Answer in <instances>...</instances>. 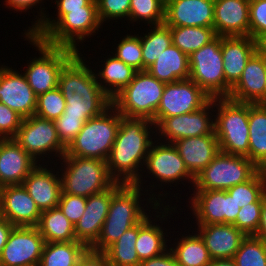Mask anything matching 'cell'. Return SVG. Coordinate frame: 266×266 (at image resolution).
<instances>
[{"instance_id": "26", "label": "cell", "mask_w": 266, "mask_h": 266, "mask_svg": "<svg viewBox=\"0 0 266 266\" xmlns=\"http://www.w3.org/2000/svg\"><path fill=\"white\" fill-rule=\"evenodd\" d=\"M195 229L213 260L233 259L242 240L246 237L233 224H197Z\"/></svg>"}, {"instance_id": "13", "label": "cell", "mask_w": 266, "mask_h": 266, "mask_svg": "<svg viewBox=\"0 0 266 266\" xmlns=\"http://www.w3.org/2000/svg\"><path fill=\"white\" fill-rule=\"evenodd\" d=\"M144 166L143 171L144 169L148 171L146 172L145 170V173L151 174V176L157 180V183L160 181L157 186H154L156 182H152L153 185H151V182L150 185H146V189L148 186H150L149 189H151L145 190L147 194L149 192L152 193L154 187L160 188L167 184H170L168 186L172 187L173 185H171V183H176L174 184L175 186H177V183L178 185L182 183L185 187L184 180H186V182L188 180L187 183H191L190 186L193 188L195 177L186 168L184 161L173 143L165 144V142L161 140H154L146 157Z\"/></svg>"}, {"instance_id": "40", "label": "cell", "mask_w": 266, "mask_h": 266, "mask_svg": "<svg viewBox=\"0 0 266 266\" xmlns=\"http://www.w3.org/2000/svg\"><path fill=\"white\" fill-rule=\"evenodd\" d=\"M165 0H130V13L128 23H148L154 26L164 23Z\"/></svg>"}, {"instance_id": "34", "label": "cell", "mask_w": 266, "mask_h": 266, "mask_svg": "<svg viewBox=\"0 0 266 266\" xmlns=\"http://www.w3.org/2000/svg\"><path fill=\"white\" fill-rule=\"evenodd\" d=\"M36 227L45 242L77 241L74 224L68 220L59 207L41 211Z\"/></svg>"}, {"instance_id": "7", "label": "cell", "mask_w": 266, "mask_h": 266, "mask_svg": "<svg viewBox=\"0 0 266 266\" xmlns=\"http://www.w3.org/2000/svg\"><path fill=\"white\" fill-rule=\"evenodd\" d=\"M27 40L39 51V57L28 60L25 72L27 82L38 97L45 92L58 87L59 75L64 66L77 54L76 51L59 46L46 44L42 39L31 33H24Z\"/></svg>"}, {"instance_id": "43", "label": "cell", "mask_w": 266, "mask_h": 266, "mask_svg": "<svg viewBox=\"0 0 266 266\" xmlns=\"http://www.w3.org/2000/svg\"><path fill=\"white\" fill-rule=\"evenodd\" d=\"M111 52L117 59L122 60L136 71H144L142 47L139 34H126Z\"/></svg>"}, {"instance_id": "38", "label": "cell", "mask_w": 266, "mask_h": 266, "mask_svg": "<svg viewBox=\"0 0 266 266\" xmlns=\"http://www.w3.org/2000/svg\"><path fill=\"white\" fill-rule=\"evenodd\" d=\"M172 43L188 56L213 41L217 34L214 27H170Z\"/></svg>"}, {"instance_id": "36", "label": "cell", "mask_w": 266, "mask_h": 266, "mask_svg": "<svg viewBox=\"0 0 266 266\" xmlns=\"http://www.w3.org/2000/svg\"><path fill=\"white\" fill-rule=\"evenodd\" d=\"M138 238V224L125 231L104 253L111 266H140L135 243Z\"/></svg>"}, {"instance_id": "6", "label": "cell", "mask_w": 266, "mask_h": 266, "mask_svg": "<svg viewBox=\"0 0 266 266\" xmlns=\"http://www.w3.org/2000/svg\"><path fill=\"white\" fill-rule=\"evenodd\" d=\"M59 160L62 193L89 197L109 189L116 181L110 176L107 161L62 156ZM63 167V168H62Z\"/></svg>"}, {"instance_id": "42", "label": "cell", "mask_w": 266, "mask_h": 266, "mask_svg": "<svg viewBox=\"0 0 266 266\" xmlns=\"http://www.w3.org/2000/svg\"><path fill=\"white\" fill-rule=\"evenodd\" d=\"M233 260L236 266H266V244L253 235L246 236Z\"/></svg>"}, {"instance_id": "9", "label": "cell", "mask_w": 266, "mask_h": 266, "mask_svg": "<svg viewBox=\"0 0 266 266\" xmlns=\"http://www.w3.org/2000/svg\"><path fill=\"white\" fill-rule=\"evenodd\" d=\"M259 168L246 156L221 151L195 176L193 190H228L249 180Z\"/></svg>"}, {"instance_id": "29", "label": "cell", "mask_w": 266, "mask_h": 266, "mask_svg": "<svg viewBox=\"0 0 266 266\" xmlns=\"http://www.w3.org/2000/svg\"><path fill=\"white\" fill-rule=\"evenodd\" d=\"M173 145L178 150L186 168L194 177L200 173L220 151L215 131L208 135L176 140Z\"/></svg>"}, {"instance_id": "44", "label": "cell", "mask_w": 266, "mask_h": 266, "mask_svg": "<svg viewBox=\"0 0 266 266\" xmlns=\"http://www.w3.org/2000/svg\"><path fill=\"white\" fill-rule=\"evenodd\" d=\"M66 100L59 87L45 92L37 97L36 116L55 121L65 110Z\"/></svg>"}, {"instance_id": "55", "label": "cell", "mask_w": 266, "mask_h": 266, "mask_svg": "<svg viewBox=\"0 0 266 266\" xmlns=\"http://www.w3.org/2000/svg\"><path fill=\"white\" fill-rule=\"evenodd\" d=\"M15 226L8 222L1 214H0V255L6 242L8 241V237Z\"/></svg>"}, {"instance_id": "49", "label": "cell", "mask_w": 266, "mask_h": 266, "mask_svg": "<svg viewBox=\"0 0 266 266\" xmlns=\"http://www.w3.org/2000/svg\"><path fill=\"white\" fill-rule=\"evenodd\" d=\"M86 197L62 193L58 207L72 224H76L85 211Z\"/></svg>"}, {"instance_id": "23", "label": "cell", "mask_w": 266, "mask_h": 266, "mask_svg": "<svg viewBox=\"0 0 266 266\" xmlns=\"http://www.w3.org/2000/svg\"><path fill=\"white\" fill-rule=\"evenodd\" d=\"M48 166L38 163L22 183L40 211L58 207L62 194L60 171Z\"/></svg>"}, {"instance_id": "15", "label": "cell", "mask_w": 266, "mask_h": 266, "mask_svg": "<svg viewBox=\"0 0 266 266\" xmlns=\"http://www.w3.org/2000/svg\"><path fill=\"white\" fill-rule=\"evenodd\" d=\"M211 99L212 97L191 79L166 83L159 107L151 121L156 125L162 118L194 112Z\"/></svg>"}, {"instance_id": "28", "label": "cell", "mask_w": 266, "mask_h": 266, "mask_svg": "<svg viewBox=\"0 0 266 266\" xmlns=\"http://www.w3.org/2000/svg\"><path fill=\"white\" fill-rule=\"evenodd\" d=\"M250 0L214 1L213 27L217 36H249Z\"/></svg>"}, {"instance_id": "16", "label": "cell", "mask_w": 266, "mask_h": 266, "mask_svg": "<svg viewBox=\"0 0 266 266\" xmlns=\"http://www.w3.org/2000/svg\"><path fill=\"white\" fill-rule=\"evenodd\" d=\"M187 198L196 224H233L240 207L227 190H192ZM193 195V197H192Z\"/></svg>"}, {"instance_id": "21", "label": "cell", "mask_w": 266, "mask_h": 266, "mask_svg": "<svg viewBox=\"0 0 266 266\" xmlns=\"http://www.w3.org/2000/svg\"><path fill=\"white\" fill-rule=\"evenodd\" d=\"M266 58L257 50L247 61L241 78L231 88L227 98L251 104H265Z\"/></svg>"}, {"instance_id": "39", "label": "cell", "mask_w": 266, "mask_h": 266, "mask_svg": "<svg viewBox=\"0 0 266 266\" xmlns=\"http://www.w3.org/2000/svg\"><path fill=\"white\" fill-rule=\"evenodd\" d=\"M149 27V32L140 35L144 70L155 62L163 50L173 44L170 27L165 23Z\"/></svg>"}, {"instance_id": "37", "label": "cell", "mask_w": 266, "mask_h": 266, "mask_svg": "<svg viewBox=\"0 0 266 266\" xmlns=\"http://www.w3.org/2000/svg\"><path fill=\"white\" fill-rule=\"evenodd\" d=\"M92 0H55L53 3L57 5V16L55 19L49 17V13L45 8H39V14L35 16L36 21H32L31 26L28 29L23 30L24 33H31L34 37L42 39L67 13L70 11L83 10L84 6H87ZM46 12V13H45ZM48 14V15H46Z\"/></svg>"}, {"instance_id": "57", "label": "cell", "mask_w": 266, "mask_h": 266, "mask_svg": "<svg viewBox=\"0 0 266 266\" xmlns=\"http://www.w3.org/2000/svg\"><path fill=\"white\" fill-rule=\"evenodd\" d=\"M258 50L265 56L266 58V37L261 39L258 42Z\"/></svg>"}, {"instance_id": "10", "label": "cell", "mask_w": 266, "mask_h": 266, "mask_svg": "<svg viewBox=\"0 0 266 266\" xmlns=\"http://www.w3.org/2000/svg\"><path fill=\"white\" fill-rule=\"evenodd\" d=\"M13 139L33 159L37 162L40 161L39 163L45 162L46 164L51 161V164L57 165L54 161L52 162L54 157L61 158L66 152V146L58 137L54 121L36 115L22 120L21 126ZM50 154H54L52 160ZM46 157L49 158L47 162L44 159Z\"/></svg>"}, {"instance_id": "24", "label": "cell", "mask_w": 266, "mask_h": 266, "mask_svg": "<svg viewBox=\"0 0 266 266\" xmlns=\"http://www.w3.org/2000/svg\"><path fill=\"white\" fill-rule=\"evenodd\" d=\"M213 0H165V20L169 27H213Z\"/></svg>"}, {"instance_id": "8", "label": "cell", "mask_w": 266, "mask_h": 266, "mask_svg": "<svg viewBox=\"0 0 266 266\" xmlns=\"http://www.w3.org/2000/svg\"><path fill=\"white\" fill-rule=\"evenodd\" d=\"M164 88L165 83L147 70L136 71L133 80L112 99V105L123 117L152 120Z\"/></svg>"}, {"instance_id": "31", "label": "cell", "mask_w": 266, "mask_h": 266, "mask_svg": "<svg viewBox=\"0 0 266 266\" xmlns=\"http://www.w3.org/2000/svg\"><path fill=\"white\" fill-rule=\"evenodd\" d=\"M249 159L266 170V105L248 103Z\"/></svg>"}, {"instance_id": "41", "label": "cell", "mask_w": 266, "mask_h": 266, "mask_svg": "<svg viewBox=\"0 0 266 266\" xmlns=\"http://www.w3.org/2000/svg\"><path fill=\"white\" fill-rule=\"evenodd\" d=\"M227 192L240 208L256 202L266 192V170L259 169L249 180L231 187Z\"/></svg>"}, {"instance_id": "25", "label": "cell", "mask_w": 266, "mask_h": 266, "mask_svg": "<svg viewBox=\"0 0 266 266\" xmlns=\"http://www.w3.org/2000/svg\"><path fill=\"white\" fill-rule=\"evenodd\" d=\"M0 214L14 226L36 227L41 211L23 185L3 186Z\"/></svg>"}, {"instance_id": "56", "label": "cell", "mask_w": 266, "mask_h": 266, "mask_svg": "<svg viewBox=\"0 0 266 266\" xmlns=\"http://www.w3.org/2000/svg\"><path fill=\"white\" fill-rule=\"evenodd\" d=\"M208 266H236L233 259H214Z\"/></svg>"}, {"instance_id": "33", "label": "cell", "mask_w": 266, "mask_h": 266, "mask_svg": "<svg viewBox=\"0 0 266 266\" xmlns=\"http://www.w3.org/2000/svg\"><path fill=\"white\" fill-rule=\"evenodd\" d=\"M191 234H182L181 238H177V242L171 244L173 247L169 245V249L180 266H208L213 259L204 241L196 231Z\"/></svg>"}, {"instance_id": "14", "label": "cell", "mask_w": 266, "mask_h": 266, "mask_svg": "<svg viewBox=\"0 0 266 266\" xmlns=\"http://www.w3.org/2000/svg\"><path fill=\"white\" fill-rule=\"evenodd\" d=\"M213 108L214 98L194 112L162 118L155 125L157 140L163 139L165 143H174L176 140L187 137L212 134L214 132L213 114H215Z\"/></svg>"}, {"instance_id": "30", "label": "cell", "mask_w": 266, "mask_h": 266, "mask_svg": "<svg viewBox=\"0 0 266 266\" xmlns=\"http://www.w3.org/2000/svg\"><path fill=\"white\" fill-rule=\"evenodd\" d=\"M155 62L146 70L163 83H173L189 79L190 68L188 55L174 44L157 56Z\"/></svg>"}, {"instance_id": "47", "label": "cell", "mask_w": 266, "mask_h": 266, "mask_svg": "<svg viewBox=\"0 0 266 266\" xmlns=\"http://www.w3.org/2000/svg\"><path fill=\"white\" fill-rule=\"evenodd\" d=\"M249 36L257 42L266 37V0H250Z\"/></svg>"}, {"instance_id": "4", "label": "cell", "mask_w": 266, "mask_h": 266, "mask_svg": "<svg viewBox=\"0 0 266 266\" xmlns=\"http://www.w3.org/2000/svg\"><path fill=\"white\" fill-rule=\"evenodd\" d=\"M123 116L111 105L101 115L85 122L77 136L66 147L63 156L107 161Z\"/></svg>"}, {"instance_id": "18", "label": "cell", "mask_w": 266, "mask_h": 266, "mask_svg": "<svg viewBox=\"0 0 266 266\" xmlns=\"http://www.w3.org/2000/svg\"><path fill=\"white\" fill-rule=\"evenodd\" d=\"M171 204L172 203L169 204L168 202L165 206L157 205L154 210H152L153 212H157L153 213L156 215L149 213L140 223H138V238L135 243V248L140 261L157 257L168 250V244L169 242L171 243V240H167L168 238H165L168 236L166 234L167 230L166 228L162 229L161 226L163 225V221L165 219V221H168L167 217L170 214L173 215L172 212H176L175 210H177L178 206L174 204V206L170 207ZM151 215L155 218H151ZM157 221H161L159 223H162V225L157 223Z\"/></svg>"}, {"instance_id": "27", "label": "cell", "mask_w": 266, "mask_h": 266, "mask_svg": "<svg viewBox=\"0 0 266 266\" xmlns=\"http://www.w3.org/2000/svg\"><path fill=\"white\" fill-rule=\"evenodd\" d=\"M37 165L14 139H0V183L3 186L22 185Z\"/></svg>"}, {"instance_id": "19", "label": "cell", "mask_w": 266, "mask_h": 266, "mask_svg": "<svg viewBox=\"0 0 266 266\" xmlns=\"http://www.w3.org/2000/svg\"><path fill=\"white\" fill-rule=\"evenodd\" d=\"M122 184L115 182L109 189L86 198L85 211L74 225L76 240L86 248H91L97 242L108 214L111 198Z\"/></svg>"}, {"instance_id": "20", "label": "cell", "mask_w": 266, "mask_h": 266, "mask_svg": "<svg viewBox=\"0 0 266 266\" xmlns=\"http://www.w3.org/2000/svg\"><path fill=\"white\" fill-rule=\"evenodd\" d=\"M0 103L17 112L23 119L35 114L37 96L20 73L8 65L0 72Z\"/></svg>"}, {"instance_id": "32", "label": "cell", "mask_w": 266, "mask_h": 266, "mask_svg": "<svg viewBox=\"0 0 266 266\" xmlns=\"http://www.w3.org/2000/svg\"><path fill=\"white\" fill-rule=\"evenodd\" d=\"M109 56V57H107ZM104 57L103 64L97 65L100 68L95 75L98 84L102 90L113 99L121 90H123L132 80L136 73L131 66L125 64L122 60L117 59L114 55ZM107 58V59H106Z\"/></svg>"}, {"instance_id": "11", "label": "cell", "mask_w": 266, "mask_h": 266, "mask_svg": "<svg viewBox=\"0 0 266 266\" xmlns=\"http://www.w3.org/2000/svg\"><path fill=\"white\" fill-rule=\"evenodd\" d=\"M102 24L98 17L96 0H92L83 10L67 13L43 38L49 45L70 48L77 53L79 43L94 33H98ZM78 46V47H77Z\"/></svg>"}, {"instance_id": "51", "label": "cell", "mask_w": 266, "mask_h": 266, "mask_svg": "<svg viewBox=\"0 0 266 266\" xmlns=\"http://www.w3.org/2000/svg\"><path fill=\"white\" fill-rule=\"evenodd\" d=\"M76 266H111L104 252L87 248L79 257Z\"/></svg>"}, {"instance_id": "22", "label": "cell", "mask_w": 266, "mask_h": 266, "mask_svg": "<svg viewBox=\"0 0 266 266\" xmlns=\"http://www.w3.org/2000/svg\"><path fill=\"white\" fill-rule=\"evenodd\" d=\"M258 50V42L250 36L221 37V52L225 76V97L241 78L250 57Z\"/></svg>"}, {"instance_id": "50", "label": "cell", "mask_w": 266, "mask_h": 266, "mask_svg": "<svg viewBox=\"0 0 266 266\" xmlns=\"http://www.w3.org/2000/svg\"><path fill=\"white\" fill-rule=\"evenodd\" d=\"M23 118L14 110L0 103V139H13Z\"/></svg>"}, {"instance_id": "54", "label": "cell", "mask_w": 266, "mask_h": 266, "mask_svg": "<svg viewBox=\"0 0 266 266\" xmlns=\"http://www.w3.org/2000/svg\"><path fill=\"white\" fill-rule=\"evenodd\" d=\"M266 244V192L262 195L260 224L257 232L253 235Z\"/></svg>"}, {"instance_id": "46", "label": "cell", "mask_w": 266, "mask_h": 266, "mask_svg": "<svg viewBox=\"0 0 266 266\" xmlns=\"http://www.w3.org/2000/svg\"><path fill=\"white\" fill-rule=\"evenodd\" d=\"M98 17L102 25L105 21L129 19L130 0H96Z\"/></svg>"}, {"instance_id": "1", "label": "cell", "mask_w": 266, "mask_h": 266, "mask_svg": "<svg viewBox=\"0 0 266 266\" xmlns=\"http://www.w3.org/2000/svg\"><path fill=\"white\" fill-rule=\"evenodd\" d=\"M154 133L155 124L147 118L120 119L116 139L107 159L108 172L116 182L143 188L142 170L154 142L152 139H157Z\"/></svg>"}, {"instance_id": "58", "label": "cell", "mask_w": 266, "mask_h": 266, "mask_svg": "<svg viewBox=\"0 0 266 266\" xmlns=\"http://www.w3.org/2000/svg\"><path fill=\"white\" fill-rule=\"evenodd\" d=\"M2 190H3V185L0 183V202H1Z\"/></svg>"}, {"instance_id": "59", "label": "cell", "mask_w": 266, "mask_h": 266, "mask_svg": "<svg viewBox=\"0 0 266 266\" xmlns=\"http://www.w3.org/2000/svg\"><path fill=\"white\" fill-rule=\"evenodd\" d=\"M5 67V63H3V65H0V72L1 70Z\"/></svg>"}, {"instance_id": "17", "label": "cell", "mask_w": 266, "mask_h": 266, "mask_svg": "<svg viewBox=\"0 0 266 266\" xmlns=\"http://www.w3.org/2000/svg\"><path fill=\"white\" fill-rule=\"evenodd\" d=\"M45 243L37 227L15 226L0 255V266H39Z\"/></svg>"}, {"instance_id": "52", "label": "cell", "mask_w": 266, "mask_h": 266, "mask_svg": "<svg viewBox=\"0 0 266 266\" xmlns=\"http://www.w3.org/2000/svg\"><path fill=\"white\" fill-rule=\"evenodd\" d=\"M140 266H180L170 249L163 254L141 261Z\"/></svg>"}, {"instance_id": "53", "label": "cell", "mask_w": 266, "mask_h": 266, "mask_svg": "<svg viewBox=\"0 0 266 266\" xmlns=\"http://www.w3.org/2000/svg\"><path fill=\"white\" fill-rule=\"evenodd\" d=\"M4 1L6 7L12 9L11 11L14 10V13L15 11L16 12L19 11L21 13L25 11L27 12V10L29 9L32 10V8H35L36 6L38 8V5L40 3L42 4L43 2V0H4Z\"/></svg>"}, {"instance_id": "3", "label": "cell", "mask_w": 266, "mask_h": 266, "mask_svg": "<svg viewBox=\"0 0 266 266\" xmlns=\"http://www.w3.org/2000/svg\"><path fill=\"white\" fill-rule=\"evenodd\" d=\"M142 189L146 190L135 184L125 183L115 191L111 198L108 214L102 225L98 240L90 249L104 252L110 245L115 243L125 231L140 223L150 213V208L154 209L157 205H166L164 199L168 197L167 194L171 193L170 191L168 193L163 190L165 192L164 194H161L159 191L158 195H156L155 192L151 195L150 193L147 194V192ZM143 195L149 196H147V199L145 197L143 199L147 201L150 206L143 202L144 200L141 198Z\"/></svg>"}, {"instance_id": "35", "label": "cell", "mask_w": 266, "mask_h": 266, "mask_svg": "<svg viewBox=\"0 0 266 266\" xmlns=\"http://www.w3.org/2000/svg\"><path fill=\"white\" fill-rule=\"evenodd\" d=\"M86 249L78 241L46 242L39 266H76Z\"/></svg>"}, {"instance_id": "12", "label": "cell", "mask_w": 266, "mask_h": 266, "mask_svg": "<svg viewBox=\"0 0 266 266\" xmlns=\"http://www.w3.org/2000/svg\"><path fill=\"white\" fill-rule=\"evenodd\" d=\"M189 79L212 98L225 97V76L221 52V36L189 56Z\"/></svg>"}, {"instance_id": "2", "label": "cell", "mask_w": 266, "mask_h": 266, "mask_svg": "<svg viewBox=\"0 0 266 266\" xmlns=\"http://www.w3.org/2000/svg\"><path fill=\"white\" fill-rule=\"evenodd\" d=\"M77 53L61 70L58 87L66 100L63 114L81 117L85 122L101 115L112 105V99L98 84L95 70Z\"/></svg>"}, {"instance_id": "5", "label": "cell", "mask_w": 266, "mask_h": 266, "mask_svg": "<svg viewBox=\"0 0 266 266\" xmlns=\"http://www.w3.org/2000/svg\"><path fill=\"white\" fill-rule=\"evenodd\" d=\"M214 131L219 150L249 159L248 103L214 98Z\"/></svg>"}, {"instance_id": "48", "label": "cell", "mask_w": 266, "mask_h": 266, "mask_svg": "<svg viewBox=\"0 0 266 266\" xmlns=\"http://www.w3.org/2000/svg\"><path fill=\"white\" fill-rule=\"evenodd\" d=\"M56 130L60 141L67 147L82 129L85 121L81 117L62 114L55 121Z\"/></svg>"}, {"instance_id": "45", "label": "cell", "mask_w": 266, "mask_h": 266, "mask_svg": "<svg viewBox=\"0 0 266 266\" xmlns=\"http://www.w3.org/2000/svg\"><path fill=\"white\" fill-rule=\"evenodd\" d=\"M262 196L253 203L240 208L233 225L241 230L246 236L254 235L260 224Z\"/></svg>"}]
</instances>
